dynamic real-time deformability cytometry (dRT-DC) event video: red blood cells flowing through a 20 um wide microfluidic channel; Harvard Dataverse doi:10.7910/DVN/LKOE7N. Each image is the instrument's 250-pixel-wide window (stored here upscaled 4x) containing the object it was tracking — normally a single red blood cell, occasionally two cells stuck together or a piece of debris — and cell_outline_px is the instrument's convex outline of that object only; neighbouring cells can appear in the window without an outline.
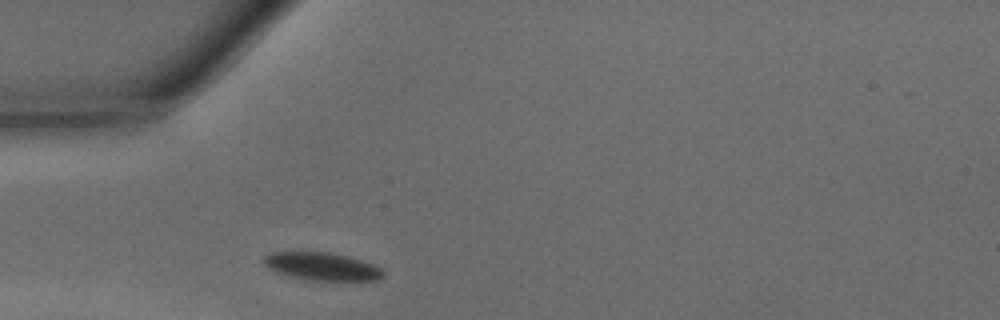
{"species": "common noctule bat (a hibernating species)", "species_latin": "Nyctalus noctula", "temperature_condition": "warm", "stored_images_in_passage": 31, "camera_frame_rate_fps": 3000, "um_per_image_px": 0.085, "animal": {"sex": "male", "body_mass_g": 15.6}, "frame": {"image": 1, "passage_image": 2, "time_ms": 0.333, "image_size_px": [1000, 320], "cell_outline_px": [[384, 276], [376, 280], [308, 280], [276, 272], [268, 268], [264, 264], [264, 256], [272, 252], [328, 252], [348, 256], [372, 264], [380, 268], [384, 272]], "centroid_in_image_um": [27.35, 22.64], "position_along_channel_um": 57.6, "area_um2": 19.13}}
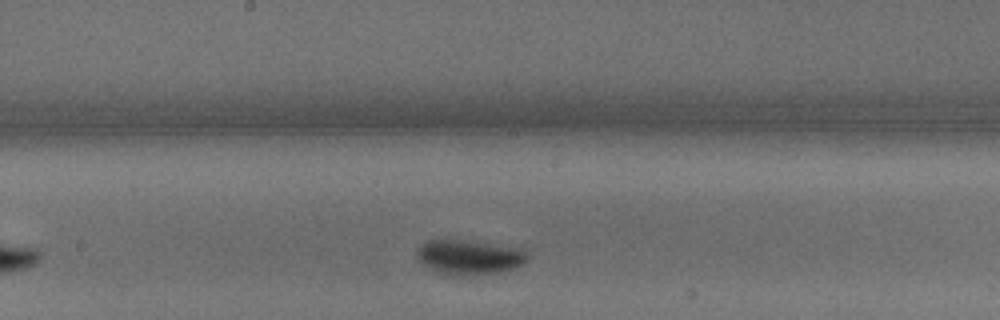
{"frame": {"image": 2, "passage_image": 13, "time_ms": 4.0, "image_size_px": [1000, 320], "cell_outline_px": [[528, 256], [520, 264], [512, 268], [496, 272], [472, 276], [448, 276], [436, 272], [428, 268], [420, 260], [416, 252], [416, 248], [420, 244], [428, 240], [460, 240], [520, 248]], "centroid_in_image_um": [39.78, 21.88], "position_along_channel_um": 208.4, "area_um2": 22.08}}
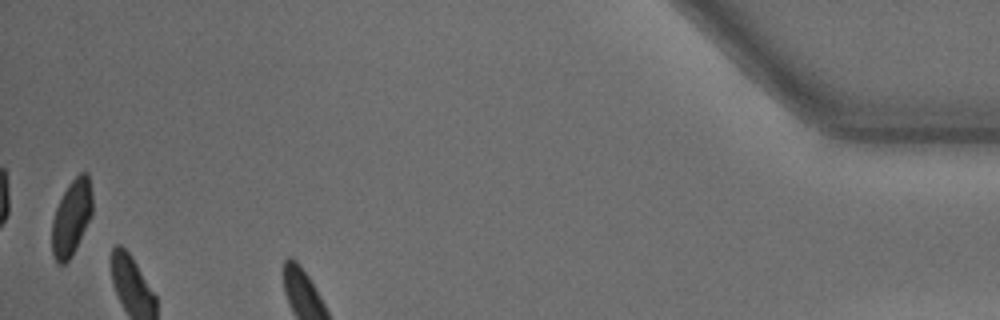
{"frame": {"image": 3, "passage_image": 31, "time_ms": 10.0, "image_size_px": [1000, 320], "cell_outline_px": [[92, 216], [72, 256], [64, 264], [60, 264], [52, 256], [52, 220], [56, 208], [68, 184], [80, 172], [88, 172], [92, 192]], "centroid_in_image_um": [6.09, 18.49], "position_along_channel_um": 429.1, "area_um2": 17.98}, "authors_computed_cell_mechanics": {"area_um2": 20.3456, "velocity_mm_per_s": 4.2263, "shape_relaxation_time_tau1_ms": 2.5293, "shape_relaxation_time_tau2_ms": null, "deformation_change_tau1": 0.1189, "deformation_change_tau2": null}}